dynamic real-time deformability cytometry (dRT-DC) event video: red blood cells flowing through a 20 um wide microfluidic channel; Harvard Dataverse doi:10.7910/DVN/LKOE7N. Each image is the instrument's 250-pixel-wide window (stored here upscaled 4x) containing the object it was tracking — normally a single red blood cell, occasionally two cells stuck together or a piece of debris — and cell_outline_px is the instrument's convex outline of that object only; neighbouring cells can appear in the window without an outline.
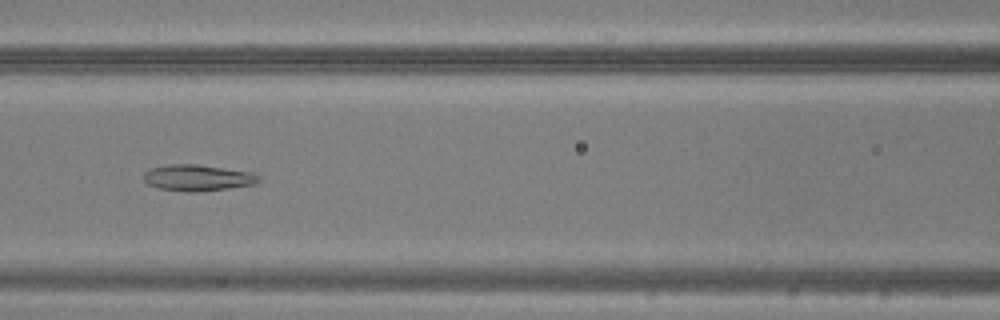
{"species": "common noctule bat (a hibernating species)", "species_latin": "Nyctalus noctula", "temperature_condition": "warm", "stored_images_in_passage": 30, "camera_frame_rate_fps": 3000, "um_per_image_px": 0.085, "animal": {"sex": "male", "body_mass_g": 20.5, "forearm_length_mm": 52.5}, "frame": {"image": 1, "passage_image": 7, "time_ms": 2.0, "image_size_px": [1000, 320], "cell_outline_px": [[260, 180], [256, 184], [228, 188], [196, 192], [184, 192], [160, 188], [148, 184], [144, 180], [144, 172], [152, 168], [168, 164], [196, 164], [260, 172]], "centroid_in_image_um": [16.89, 15.1], "position_along_channel_um": 149.7, "area_um2": 17.92}}
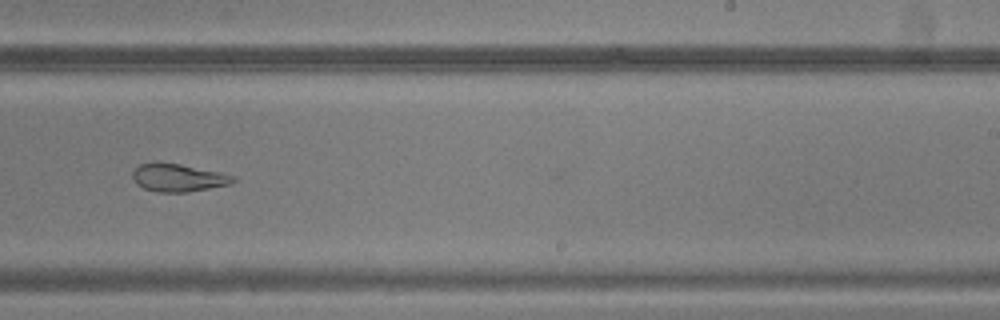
{"frame": {"image": 2, "passage_image": 16, "time_ms": 5.0, "image_size_px": [1000, 320], "cell_outline_px": [[236, 180], [232, 184], [188, 192], [160, 192], [144, 188], [136, 184], [132, 176], [132, 172], [140, 164], [180, 164], [220, 172], [236, 176]], "centroid_in_image_um": [15.2, 15.13], "position_along_channel_um": 273.8, "area_um2": 16.01}}
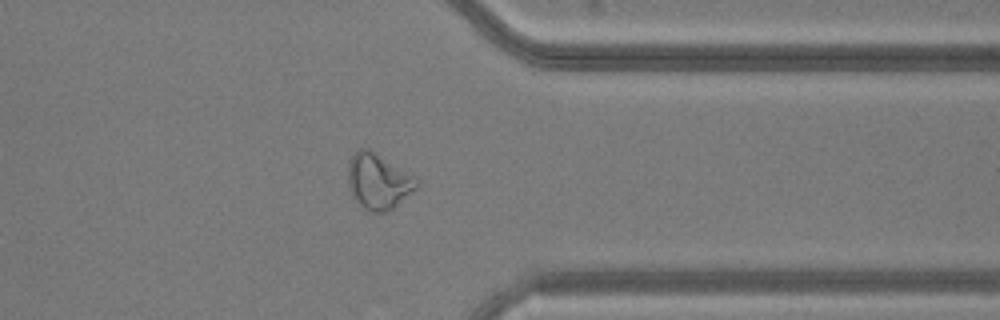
{"frame": {"image": 3, "passage_image": 24, "time_ms": 7.667, "image_size_px": [1000, 320], "cell_outline_px": [[420, 188], [392, 208], [384, 212], [368, 212], [356, 200], [348, 184], [348, 164], [352, 152], [360, 148], [368, 148], [376, 152], [420, 180]], "centroid_in_image_um": [32.18, 15.4], "position_along_channel_um": 379.2, "area_um2": 22.43}}